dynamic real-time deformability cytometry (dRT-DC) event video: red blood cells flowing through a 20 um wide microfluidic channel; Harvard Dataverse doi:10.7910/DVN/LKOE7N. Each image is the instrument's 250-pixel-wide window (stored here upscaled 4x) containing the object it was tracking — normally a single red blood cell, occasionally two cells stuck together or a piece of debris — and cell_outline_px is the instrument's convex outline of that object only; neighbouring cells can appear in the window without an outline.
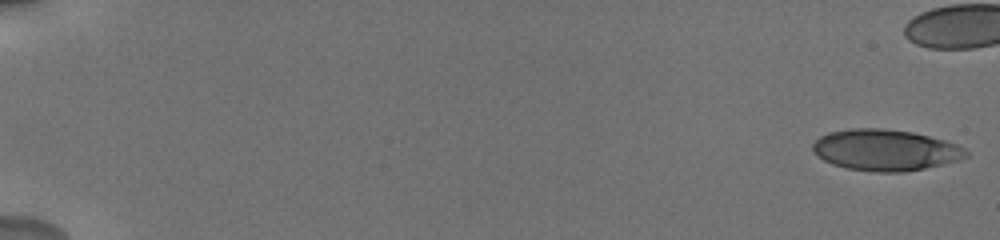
{"species": "human", "species_latin": "Homo sapiens", "temperature_condition": "cold", "stored_images_in_passage": 51, "camera_frame_rate_fps": 3000, "um_per_image_px": 0.085, "donor": {"sex": "male"}, "frame": {"image": 1, "passage_image": 1, "time_ms": 0.0, "image_size_px": [1000, 240], "cell_outline_px": [[968, 156], [960, 160], [924, 168], [904, 172], [876, 172], [848, 168], [832, 164], [824, 160], [812, 148], [812, 144], [820, 136], [828, 132], [852, 128], [884, 128], [912, 132], [944, 140], [956, 144], [964, 148], [968, 152]], "centroid_in_image_um": [75.27, 12.75], "position_along_channel_um": 9.7, "area_um2": 36.65}}
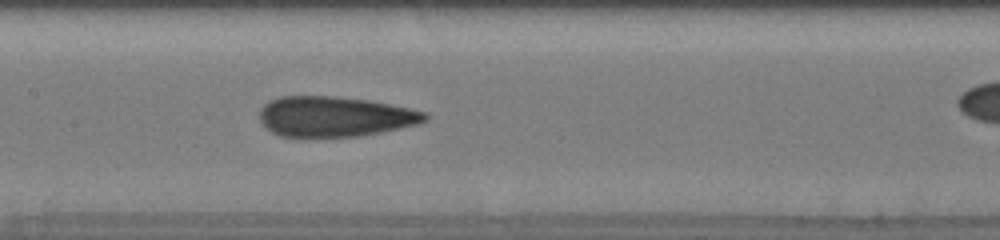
{"frame": {"image": 2, "passage_image": 32, "time_ms": 9.667, "image_size_px": [1000, 240], "cell_outline_px": [[428, 120], [420, 124], [380, 132], [356, 136], [308, 140], [280, 136], [264, 128], [260, 120], [260, 108], [268, 100], [280, 96], [332, 96], [368, 100], [408, 108], [424, 112], [428, 116]], "centroid_in_image_um": [28.37, 9.95], "position_along_channel_um": 179.0, "area_um2": 39.77}}
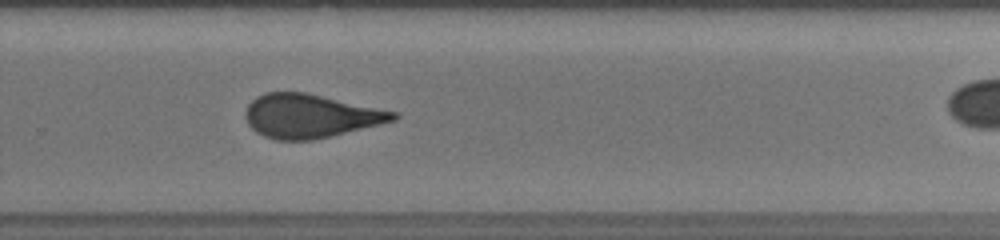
{"frame": {"image": 3, "passage_image": 41, "time_ms": 13.0, "image_size_px": [1000, 240], "cell_outline_px": [[400, 116], [396, 120], [380, 124], [312, 140], [276, 140], [264, 136], [256, 132], [248, 124], [244, 116], [244, 112], [248, 104], [256, 96], [264, 92], [308, 92], [400, 112]], "centroid_in_image_um": [26.38, 9.84], "position_along_channel_um": 303.4, "area_um2": 37.97}}